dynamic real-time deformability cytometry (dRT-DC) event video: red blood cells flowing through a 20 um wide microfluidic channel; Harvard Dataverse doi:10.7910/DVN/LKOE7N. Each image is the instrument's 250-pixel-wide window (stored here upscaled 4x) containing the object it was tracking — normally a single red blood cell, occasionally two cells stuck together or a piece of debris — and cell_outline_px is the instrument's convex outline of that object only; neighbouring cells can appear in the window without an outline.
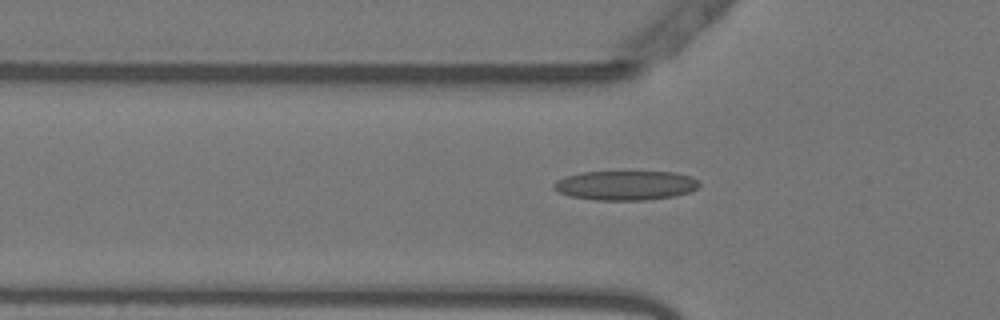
{"species": "Egyptian fruit bat (a non-hibernating species)", "species_latin": "Rousettus aegyptiacus", "temperature_condition": "warm", "stored_images_in_passage": 41, "camera_frame_rate_fps": 3000, "um_per_image_px": 0.085, "animal": {"sex": "female"}, "frame": {"image": 1, "passage_image": 8, "time_ms": 2.333, "image_size_px": [1000, 320], "cell_outline_px": [[700, 184], [696, 188], [688, 192], [676, 196], [644, 200], [596, 200], [568, 196], [552, 188], [552, 184], [556, 180], [564, 176], [584, 172], [672, 172], [692, 176]], "centroid_in_image_um": [53.13, 15.76], "position_along_channel_um": 72.7, "area_um2": 24.97}}
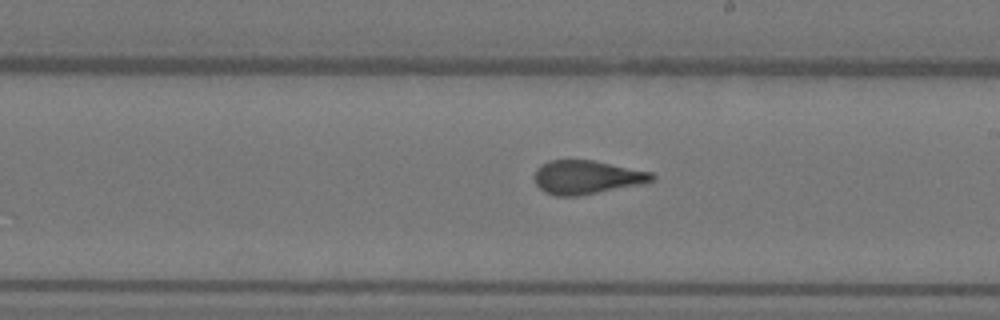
{"frame": {"image": 2, "passage_image": 21, "time_ms": 6.667, "image_size_px": [1000, 320], "cell_outline_px": [[656, 176], [652, 180], [644, 184], [576, 196], [556, 196], [544, 192], [536, 184], [536, 168], [540, 164], [548, 160], [592, 160], [652, 172]], "centroid_in_image_um": [49.87, 15.06], "position_along_channel_um": 239.1, "area_um2": 23.0}}
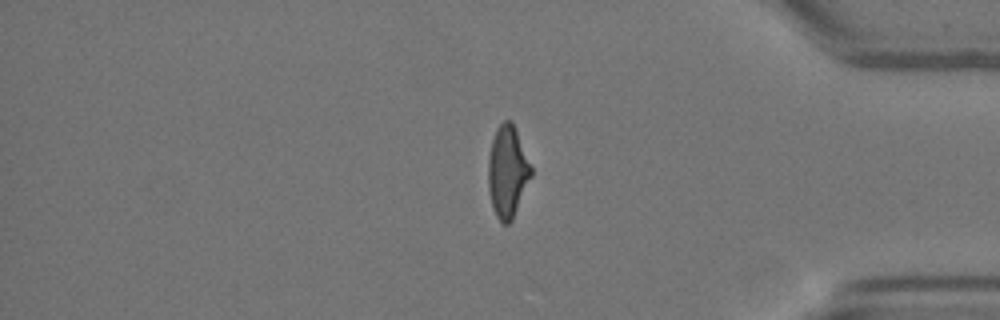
{"frame": {"image": 3, "passage_image": 35, "time_ms": 11.333, "image_size_px": [1000, 320], "cell_outline_px": [[532, 176], [512, 220], [508, 224], [504, 224], [496, 216], [492, 208], [488, 188], [488, 156], [492, 140], [496, 128], [504, 120], [512, 120], [532, 168]], "centroid_in_image_um": [43.13, 14.59], "position_along_channel_um": 392.1, "area_um2": 23.0}, "authors_computed_cell_mechanics": {"area_um2": 23.409, "velocity_mm_per_s": 3.8193, "shape_relaxation_time_tau1_ms": 7.9555, "shape_relaxation_time_tau2_ms": 1.3535, "deformation_change_tau1": 0.2446, "deformation_change_tau2": 0.0924}}